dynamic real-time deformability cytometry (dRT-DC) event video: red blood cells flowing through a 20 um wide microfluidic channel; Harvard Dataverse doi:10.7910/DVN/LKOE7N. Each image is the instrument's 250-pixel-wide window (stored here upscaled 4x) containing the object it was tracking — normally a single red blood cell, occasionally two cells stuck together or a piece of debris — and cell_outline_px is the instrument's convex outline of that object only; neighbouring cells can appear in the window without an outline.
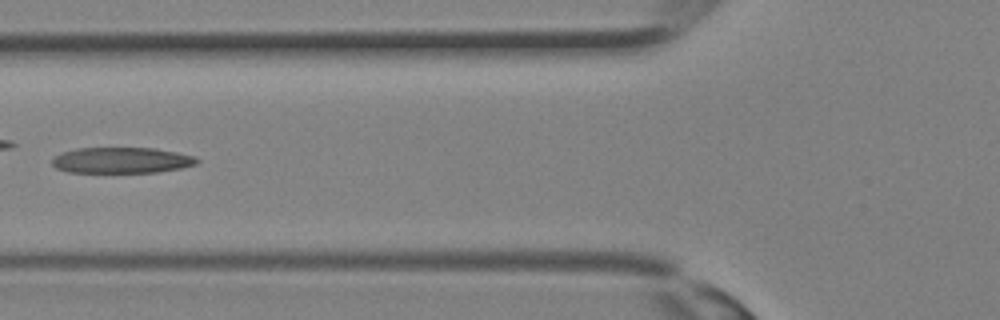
{"species": "Egyptian fruit bat (a non-hibernating species)", "species_latin": "Rousettus aegyptiacus", "temperature_condition": "room temperature", "stored_images_in_passage": 17, "camera_frame_rate_fps": 3000, "um_per_image_px": 0.085, "animal": {"sex": "female"}, "frame": {"image": 1, "passage_image": 10, "time_ms": 3.0, "image_size_px": [1000, 320], "cell_outline_px": [[200, 160], [196, 164], [180, 168], [156, 172], [68, 172], [56, 168], [52, 164], [52, 156], [60, 152], [76, 148], [156, 148], [196, 156]], "centroid_in_image_um": [10.31, 13.61], "position_along_channel_um": 115.5, "area_um2": 21.96}}
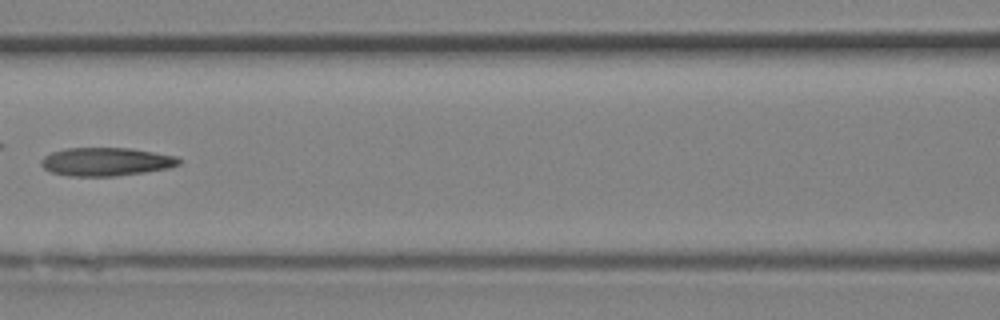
{"frame": {"image": 2, "passage_image": 12, "time_ms": 3.667, "image_size_px": [1000, 320], "cell_outline_px": [[180, 164], [168, 168], [144, 172], [116, 176], [68, 176], [52, 172], [44, 168], [40, 164], [40, 160], [44, 156], [52, 152], [64, 148], [128, 148], [176, 156], [180, 160]], "centroid_in_image_um": [8.98, 13.75], "position_along_channel_um": 157.6, "area_um2": 22.66}}